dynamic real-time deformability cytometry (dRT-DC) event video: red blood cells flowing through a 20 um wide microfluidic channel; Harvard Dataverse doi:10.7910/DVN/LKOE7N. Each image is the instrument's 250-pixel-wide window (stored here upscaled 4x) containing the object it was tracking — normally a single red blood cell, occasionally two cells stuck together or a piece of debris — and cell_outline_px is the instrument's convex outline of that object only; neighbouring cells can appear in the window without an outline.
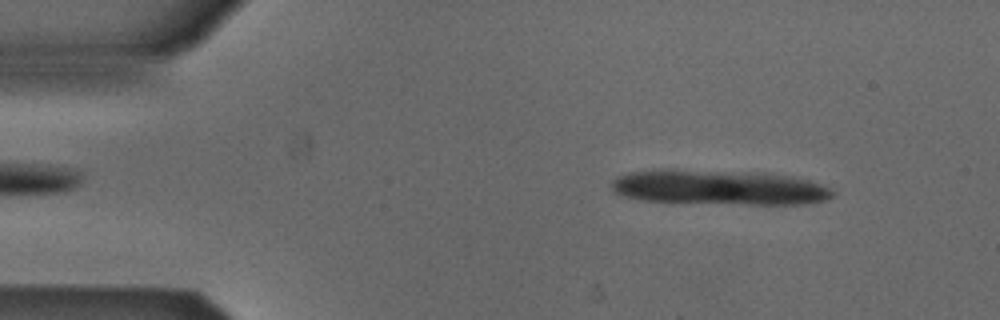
{"species": "Egyptian fruit bat (a non-hibernating species)", "species_latin": "Rousettus aegyptiacus", "temperature_condition": "cold", "stored_images_in_passage": 11, "camera_frame_rate_fps": 3000, "um_per_image_px": 0.085, "animal": {"sex": "male"}, "frame": {"image": 1, "passage_image": 5, "time_ms": 1.333, "image_size_px": [1000, 320], "cell_outline_px": [[836, 192], [828, 200], [796, 204], [748, 204], [640, 200], [620, 196], [612, 192], [612, 180], [616, 176], [628, 172], [764, 172], [792, 176], [824, 184], [832, 188]], "centroid_in_image_um": [61.23, 15.96], "position_along_channel_um": 23.8, "area_um2": 43.93}}